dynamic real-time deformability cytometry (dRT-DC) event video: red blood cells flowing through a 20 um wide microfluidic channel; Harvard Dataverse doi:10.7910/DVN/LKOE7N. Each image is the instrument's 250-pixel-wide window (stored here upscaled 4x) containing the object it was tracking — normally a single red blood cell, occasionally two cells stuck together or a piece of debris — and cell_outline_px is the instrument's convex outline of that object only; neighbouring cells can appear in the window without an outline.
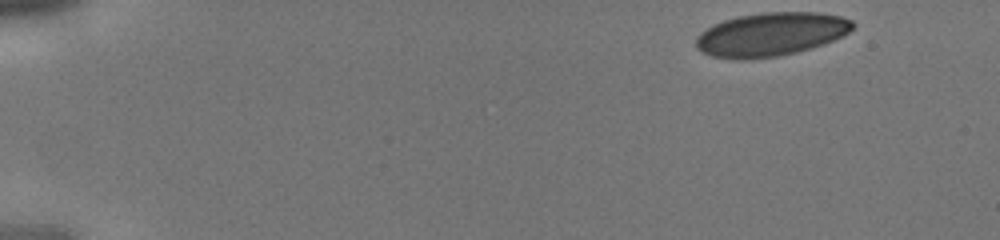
{"species": "human", "species_latin": "Homo sapiens", "temperature_condition": "cold", "stored_images_in_passage": 39, "camera_frame_rate_fps": 3000, "um_per_image_px": 0.085, "donor": {"sex": "male"}, "frame": {"image": 1, "passage_image": 1, "time_ms": 0.0, "image_size_px": [1000, 240], "cell_outline_px": [[856, 24], [848, 32], [824, 44], [796, 52], [776, 56], [744, 60], [740, 60], [712, 56], [696, 48], [696, 36], [700, 32], [712, 24], [724, 20], [740, 16], [764, 12], [820, 12], [840, 16], [852, 20]], "centroid_in_image_um": [65.51, 2.91], "position_along_channel_um": 19.5, "area_um2": 39.71}}
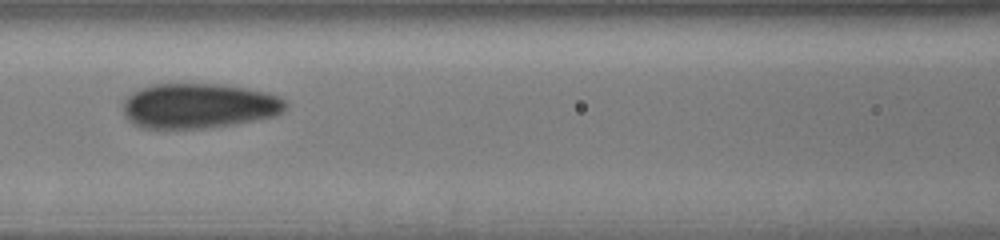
{"frame": {"image": 2, "passage_image": 17, "time_ms": 5.333, "image_size_px": [1000, 240], "cell_outline_px": [[288, 104], [284, 112], [276, 116], [236, 124], [204, 128], [140, 128], [132, 124], [124, 116], [124, 100], [132, 92], [140, 88], [152, 84], [224, 84], [268, 92], [284, 100]], "centroid_in_image_um": [16.91, 9.0], "position_along_channel_um": 149.7, "area_um2": 43.0}}
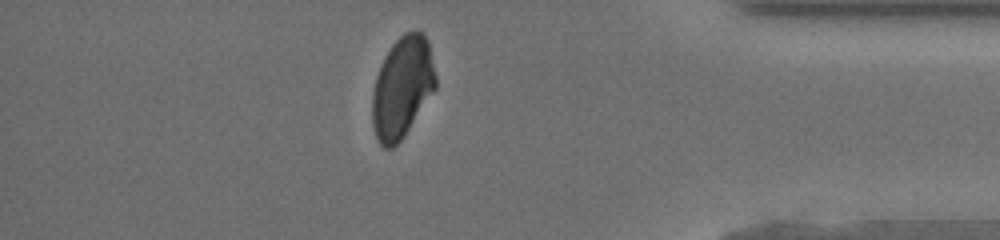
{"frame": {"image": 3, "passage_image": 34, "time_ms": 11.0, "image_size_px": [1000, 240], "cell_outline_px": [[436, 88], [404, 136], [392, 148], [384, 148], [380, 144], [376, 136], [372, 124], [372, 92], [376, 76], [380, 64], [384, 56], [392, 44], [404, 32], [424, 32], [428, 40], [436, 76]], "centroid_in_image_um": [34.18, 7.41], "position_along_channel_um": 401.0, "area_um2": 37.4}}